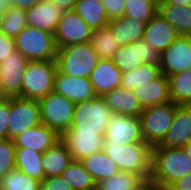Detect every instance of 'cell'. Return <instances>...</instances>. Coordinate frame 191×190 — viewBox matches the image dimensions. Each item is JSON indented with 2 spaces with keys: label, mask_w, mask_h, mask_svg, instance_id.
Wrapping results in <instances>:
<instances>
[{
  "label": "cell",
  "mask_w": 191,
  "mask_h": 190,
  "mask_svg": "<svg viewBox=\"0 0 191 190\" xmlns=\"http://www.w3.org/2000/svg\"><path fill=\"white\" fill-rule=\"evenodd\" d=\"M191 172V158L183 148L152 147L151 176L148 184L155 190L170 187Z\"/></svg>",
  "instance_id": "6da1fadb"
},
{
  "label": "cell",
  "mask_w": 191,
  "mask_h": 190,
  "mask_svg": "<svg viewBox=\"0 0 191 190\" xmlns=\"http://www.w3.org/2000/svg\"><path fill=\"white\" fill-rule=\"evenodd\" d=\"M104 152L122 172L142 176L149 182L151 176L152 147L147 142H135L127 145L114 144L104 137Z\"/></svg>",
  "instance_id": "7a4b0ae2"
},
{
  "label": "cell",
  "mask_w": 191,
  "mask_h": 190,
  "mask_svg": "<svg viewBox=\"0 0 191 190\" xmlns=\"http://www.w3.org/2000/svg\"><path fill=\"white\" fill-rule=\"evenodd\" d=\"M99 60L90 42L57 49V69L65 75L89 78Z\"/></svg>",
  "instance_id": "3957f363"
},
{
  "label": "cell",
  "mask_w": 191,
  "mask_h": 190,
  "mask_svg": "<svg viewBox=\"0 0 191 190\" xmlns=\"http://www.w3.org/2000/svg\"><path fill=\"white\" fill-rule=\"evenodd\" d=\"M114 112L100 96L76 103L71 128L76 133L105 134Z\"/></svg>",
  "instance_id": "277c9868"
},
{
  "label": "cell",
  "mask_w": 191,
  "mask_h": 190,
  "mask_svg": "<svg viewBox=\"0 0 191 190\" xmlns=\"http://www.w3.org/2000/svg\"><path fill=\"white\" fill-rule=\"evenodd\" d=\"M14 39L16 50L29 61H56L54 34L26 26Z\"/></svg>",
  "instance_id": "5b68a950"
},
{
  "label": "cell",
  "mask_w": 191,
  "mask_h": 190,
  "mask_svg": "<svg viewBox=\"0 0 191 190\" xmlns=\"http://www.w3.org/2000/svg\"><path fill=\"white\" fill-rule=\"evenodd\" d=\"M178 104L169 101L144 108L139 115L144 141L151 147L159 145L170 129Z\"/></svg>",
  "instance_id": "8992f818"
},
{
  "label": "cell",
  "mask_w": 191,
  "mask_h": 190,
  "mask_svg": "<svg viewBox=\"0 0 191 190\" xmlns=\"http://www.w3.org/2000/svg\"><path fill=\"white\" fill-rule=\"evenodd\" d=\"M56 61H29L22 80V97L39 100L54 92Z\"/></svg>",
  "instance_id": "52a82bcc"
},
{
  "label": "cell",
  "mask_w": 191,
  "mask_h": 190,
  "mask_svg": "<svg viewBox=\"0 0 191 190\" xmlns=\"http://www.w3.org/2000/svg\"><path fill=\"white\" fill-rule=\"evenodd\" d=\"M41 124L61 135L71 128L76 104L63 95L51 92L38 100Z\"/></svg>",
  "instance_id": "ba28073f"
},
{
  "label": "cell",
  "mask_w": 191,
  "mask_h": 190,
  "mask_svg": "<svg viewBox=\"0 0 191 190\" xmlns=\"http://www.w3.org/2000/svg\"><path fill=\"white\" fill-rule=\"evenodd\" d=\"M8 139L14 140L31 127L41 124L38 100L10 97Z\"/></svg>",
  "instance_id": "9c48e42d"
},
{
  "label": "cell",
  "mask_w": 191,
  "mask_h": 190,
  "mask_svg": "<svg viewBox=\"0 0 191 190\" xmlns=\"http://www.w3.org/2000/svg\"><path fill=\"white\" fill-rule=\"evenodd\" d=\"M111 60L124 73L132 71L144 63L160 65L161 54L141 39L135 43L122 45Z\"/></svg>",
  "instance_id": "30bf717a"
},
{
  "label": "cell",
  "mask_w": 191,
  "mask_h": 190,
  "mask_svg": "<svg viewBox=\"0 0 191 190\" xmlns=\"http://www.w3.org/2000/svg\"><path fill=\"white\" fill-rule=\"evenodd\" d=\"M93 35V30L85 23L74 10L65 11L57 23L54 40L57 49L73 45L88 43Z\"/></svg>",
  "instance_id": "8fae6325"
},
{
  "label": "cell",
  "mask_w": 191,
  "mask_h": 190,
  "mask_svg": "<svg viewBox=\"0 0 191 190\" xmlns=\"http://www.w3.org/2000/svg\"><path fill=\"white\" fill-rule=\"evenodd\" d=\"M28 62L18 50L0 62V90L5 98L22 97V80Z\"/></svg>",
  "instance_id": "7c38bea8"
},
{
  "label": "cell",
  "mask_w": 191,
  "mask_h": 190,
  "mask_svg": "<svg viewBox=\"0 0 191 190\" xmlns=\"http://www.w3.org/2000/svg\"><path fill=\"white\" fill-rule=\"evenodd\" d=\"M161 72L166 76L191 68V36H178L161 54Z\"/></svg>",
  "instance_id": "4fadbf2b"
},
{
  "label": "cell",
  "mask_w": 191,
  "mask_h": 190,
  "mask_svg": "<svg viewBox=\"0 0 191 190\" xmlns=\"http://www.w3.org/2000/svg\"><path fill=\"white\" fill-rule=\"evenodd\" d=\"M104 137H107L116 145L145 142L139 117H129L115 113L107 124Z\"/></svg>",
  "instance_id": "5bb4252c"
},
{
  "label": "cell",
  "mask_w": 191,
  "mask_h": 190,
  "mask_svg": "<svg viewBox=\"0 0 191 190\" xmlns=\"http://www.w3.org/2000/svg\"><path fill=\"white\" fill-rule=\"evenodd\" d=\"M104 135L95 133H76L72 128L60 135L73 160L80 161L89 155L103 150Z\"/></svg>",
  "instance_id": "9a60e30c"
},
{
  "label": "cell",
  "mask_w": 191,
  "mask_h": 190,
  "mask_svg": "<svg viewBox=\"0 0 191 190\" xmlns=\"http://www.w3.org/2000/svg\"><path fill=\"white\" fill-rule=\"evenodd\" d=\"M54 92L72 100L75 104L96 97L89 78L65 75L58 69L54 77Z\"/></svg>",
  "instance_id": "2e32d148"
},
{
  "label": "cell",
  "mask_w": 191,
  "mask_h": 190,
  "mask_svg": "<svg viewBox=\"0 0 191 190\" xmlns=\"http://www.w3.org/2000/svg\"><path fill=\"white\" fill-rule=\"evenodd\" d=\"M64 13L65 11L54 2L41 0L26 10L27 26L54 34L57 23Z\"/></svg>",
  "instance_id": "e0dca14e"
},
{
  "label": "cell",
  "mask_w": 191,
  "mask_h": 190,
  "mask_svg": "<svg viewBox=\"0 0 191 190\" xmlns=\"http://www.w3.org/2000/svg\"><path fill=\"white\" fill-rule=\"evenodd\" d=\"M191 141V105H177L172 125L159 146L183 148Z\"/></svg>",
  "instance_id": "ac0fdd59"
},
{
  "label": "cell",
  "mask_w": 191,
  "mask_h": 190,
  "mask_svg": "<svg viewBox=\"0 0 191 190\" xmlns=\"http://www.w3.org/2000/svg\"><path fill=\"white\" fill-rule=\"evenodd\" d=\"M176 30L158 12L147 22L143 40L162 54L178 37Z\"/></svg>",
  "instance_id": "d6986e66"
},
{
  "label": "cell",
  "mask_w": 191,
  "mask_h": 190,
  "mask_svg": "<svg viewBox=\"0 0 191 190\" xmlns=\"http://www.w3.org/2000/svg\"><path fill=\"white\" fill-rule=\"evenodd\" d=\"M60 135L44 124L29 128L13 141L16 148H29L39 153H43L57 141Z\"/></svg>",
  "instance_id": "ffe728a7"
},
{
  "label": "cell",
  "mask_w": 191,
  "mask_h": 190,
  "mask_svg": "<svg viewBox=\"0 0 191 190\" xmlns=\"http://www.w3.org/2000/svg\"><path fill=\"white\" fill-rule=\"evenodd\" d=\"M122 72L111 59H100L95 69L90 74L89 80L96 96L120 87Z\"/></svg>",
  "instance_id": "44dd1931"
},
{
  "label": "cell",
  "mask_w": 191,
  "mask_h": 190,
  "mask_svg": "<svg viewBox=\"0 0 191 190\" xmlns=\"http://www.w3.org/2000/svg\"><path fill=\"white\" fill-rule=\"evenodd\" d=\"M133 92L143 109L171 101L169 78L163 73L152 82L138 85Z\"/></svg>",
  "instance_id": "7402d4cb"
},
{
  "label": "cell",
  "mask_w": 191,
  "mask_h": 190,
  "mask_svg": "<svg viewBox=\"0 0 191 190\" xmlns=\"http://www.w3.org/2000/svg\"><path fill=\"white\" fill-rule=\"evenodd\" d=\"M106 105L115 113L129 117H139L143 108L133 90L121 87L100 96Z\"/></svg>",
  "instance_id": "603a6c76"
},
{
  "label": "cell",
  "mask_w": 191,
  "mask_h": 190,
  "mask_svg": "<svg viewBox=\"0 0 191 190\" xmlns=\"http://www.w3.org/2000/svg\"><path fill=\"white\" fill-rule=\"evenodd\" d=\"M146 24L147 23L135 18L123 16L111 19L108 26L113 36L117 39V42L122 46L141 40L145 32Z\"/></svg>",
  "instance_id": "cb8c5ba5"
},
{
  "label": "cell",
  "mask_w": 191,
  "mask_h": 190,
  "mask_svg": "<svg viewBox=\"0 0 191 190\" xmlns=\"http://www.w3.org/2000/svg\"><path fill=\"white\" fill-rule=\"evenodd\" d=\"M73 158L65 144L59 140L42 153V166L46 177L60 176Z\"/></svg>",
  "instance_id": "d4e9b609"
},
{
  "label": "cell",
  "mask_w": 191,
  "mask_h": 190,
  "mask_svg": "<svg viewBox=\"0 0 191 190\" xmlns=\"http://www.w3.org/2000/svg\"><path fill=\"white\" fill-rule=\"evenodd\" d=\"M158 13L174 27L179 36H191V6L158 3Z\"/></svg>",
  "instance_id": "484cf974"
},
{
  "label": "cell",
  "mask_w": 191,
  "mask_h": 190,
  "mask_svg": "<svg viewBox=\"0 0 191 190\" xmlns=\"http://www.w3.org/2000/svg\"><path fill=\"white\" fill-rule=\"evenodd\" d=\"M80 163L90 173L96 183L110 178L120 171L118 166L106 155L104 150L95 152L81 159Z\"/></svg>",
  "instance_id": "4316f807"
},
{
  "label": "cell",
  "mask_w": 191,
  "mask_h": 190,
  "mask_svg": "<svg viewBox=\"0 0 191 190\" xmlns=\"http://www.w3.org/2000/svg\"><path fill=\"white\" fill-rule=\"evenodd\" d=\"M73 10L92 30L109 24L110 20L101 0H78Z\"/></svg>",
  "instance_id": "83f0119b"
},
{
  "label": "cell",
  "mask_w": 191,
  "mask_h": 190,
  "mask_svg": "<svg viewBox=\"0 0 191 190\" xmlns=\"http://www.w3.org/2000/svg\"><path fill=\"white\" fill-rule=\"evenodd\" d=\"M15 168L40 182L45 179V172L42 166V153L32 149H15Z\"/></svg>",
  "instance_id": "f1b7e54d"
},
{
  "label": "cell",
  "mask_w": 191,
  "mask_h": 190,
  "mask_svg": "<svg viewBox=\"0 0 191 190\" xmlns=\"http://www.w3.org/2000/svg\"><path fill=\"white\" fill-rule=\"evenodd\" d=\"M147 184L142 176L119 171L97 183L96 190H142Z\"/></svg>",
  "instance_id": "f546056e"
},
{
  "label": "cell",
  "mask_w": 191,
  "mask_h": 190,
  "mask_svg": "<svg viewBox=\"0 0 191 190\" xmlns=\"http://www.w3.org/2000/svg\"><path fill=\"white\" fill-rule=\"evenodd\" d=\"M162 74L160 65L142 64L132 71L122 73L120 87L134 90L138 85L147 84Z\"/></svg>",
  "instance_id": "4dcf8cb0"
},
{
  "label": "cell",
  "mask_w": 191,
  "mask_h": 190,
  "mask_svg": "<svg viewBox=\"0 0 191 190\" xmlns=\"http://www.w3.org/2000/svg\"><path fill=\"white\" fill-rule=\"evenodd\" d=\"M60 177L73 190H96L97 183L78 160H73Z\"/></svg>",
  "instance_id": "1f68e13d"
},
{
  "label": "cell",
  "mask_w": 191,
  "mask_h": 190,
  "mask_svg": "<svg viewBox=\"0 0 191 190\" xmlns=\"http://www.w3.org/2000/svg\"><path fill=\"white\" fill-rule=\"evenodd\" d=\"M168 78L171 101L178 105H191V68Z\"/></svg>",
  "instance_id": "d6a6232c"
},
{
  "label": "cell",
  "mask_w": 191,
  "mask_h": 190,
  "mask_svg": "<svg viewBox=\"0 0 191 190\" xmlns=\"http://www.w3.org/2000/svg\"><path fill=\"white\" fill-rule=\"evenodd\" d=\"M90 44L100 59H111L121 47L108 25L93 30Z\"/></svg>",
  "instance_id": "836d02e7"
},
{
  "label": "cell",
  "mask_w": 191,
  "mask_h": 190,
  "mask_svg": "<svg viewBox=\"0 0 191 190\" xmlns=\"http://www.w3.org/2000/svg\"><path fill=\"white\" fill-rule=\"evenodd\" d=\"M41 182L18 169L9 171L0 179V190H40Z\"/></svg>",
  "instance_id": "e575fe53"
},
{
  "label": "cell",
  "mask_w": 191,
  "mask_h": 190,
  "mask_svg": "<svg viewBox=\"0 0 191 190\" xmlns=\"http://www.w3.org/2000/svg\"><path fill=\"white\" fill-rule=\"evenodd\" d=\"M26 26V10L11 6L0 22V31L8 37L15 38Z\"/></svg>",
  "instance_id": "d590c367"
},
{
  "label": "cell",
  "mask_w": 191,
  "mask_h": 190,
  "mask_svg": "<svg viewBox=\"0 0 191 190\" xmlns=\"http://www.w3.org/2000/svg\"><path fill=\"white\" fill-rule=\"evenodd\" d=\"M157 12L156 0H125L124 16L147 23Z\"/></svg>",
  "instance_id": "8d00e7d4"
},
{
  "label": "cell",
  "mask_w": 191,
  "mask_h": 190,
  "mask_svg": "<svg viewBox=\"0 0 191 190\" xmlns=\"http://www.w3.org/2000/svg\"><path fill=\"white\" fill-rule=\"evenodd\" d=\"M15 149L13 140H0V179L15 169Z\"/></svg>",
  "instance_id": "74e56055"
},
{
  "label": "cell",
  "mask_w": 191,
  "mask_h": 190,
  "mask_svg": "<svg viewBox=\"0 0 191 190\" xmlns=\"http://www.w3.org/2000/svg\"><path fill=\"white\" fill-rule=\"evenodd\" d=\"M107 12L108 19L123 17L125 14V0H101Z\"/></svg>",
  "instance_id": "f35d334b"
},
{
  "label": "cell",
  "mask_w": 191,
  "mask_h": 190,
  "mask_svg": "<svg viewBox=\"0 0 191 190\" xmlns=\"http://www.w3.org/2000/svg\"><path fill=\"white\" fill-rule=\"evenodd\" d=\"M10 116V97L0 103V140L8 138V122Z\"/></svg>",
  "instance_id": "ab89813d"
},
{
  "label": "cell",
  "mask_w": 191,
  "mask_h": 190,
  "mask_svg": "<svg viewBox=\"0 0 191 190\" xmlns=\"http://www.w3.org/2000/svg\"><path fill=\"white\" fill-rule=\"evenodd\" d=\"M40 190H73L60 176L46 177L41 182Z\"/></svg>",
  "instance_id": "60d3db41"
},
{
  "label": "cell",
  "mask_w": 191,
  "mask_h": 190,
  "mask_svg": "<svg viewBox=\"0 0 191 190\" xmlns=\"http://www.w3.org/2000/svg\"><path fill=\"white\" fill-rule=\"evenodd\" d=\"M16 51L15 39L6 36L0 31V62Z\"/></svg>",
  "instance_id": "b9f144b4"
},
{
  "label": "cell",
  "mask_w": 191,
  "mask_h": 190,
  "mask_svg": "<svg viewBox=\"0 0 191 190\" xmlns=\"http://www.w3.org/2000/svg\"><path fill=\"white\" fill-rule=\"evenodd\" d=\"M171 187L174 190H191V172L174 182Z\"/></svg>",
  "instance_id": "7bdbcfd3"
},
{
  "label": "cell",
  "mask_w": 191,
  "mask_h": 190,
  "mask_svg": "<svg viewBox=\"0 0 191 190\" xmlns=\"http://www.w3.org/2000/svg\"><path fill=\"white\" fill-rule=\"evenodd\" d=\"M39 1L41 0H13V6L23 10H28L29 8L36 5Z\"/></svg>",
  "instance_id": "ee69618b"
},
{
  "label": "cell",
  "mask_w": 191,
  "mask_h": 190,
  "mask_svg": "<svg viewBox=\"0 0 191 190\" xmlns=\"http://www.w3.org/2000/svg\"><path fill=\"white\" fill-rule=\"evenodd\" d=\"M57 4L64 11H71L74 9L78 0H49Z\"/></svg>",
  "instance_id": "f6af8a7d"
},
{
  "label": "cell",
  "mask_w": 191,
  "mask_h": 190,
  "mask_svg": "<svg viewBox=\"0 0 191 190\" xmlns=\"http://www.w3.org/2000/svg\"><path fill=\"white\" fill-rule=\"evenodd\" d=\"M13 6V0H0V22L9 7Z\"/></svg>",
  "instance_id": "bcb514c9"
},
{
  "label": "cell",
  "mask_w": 191,
  "mask_h": 190,
  "mask_svg": "<svg viewBox=\"0 0 191 190\" xmlns=\"http://www.w3.org/2000/svg\"><path fill=\"white\" fill-rule=\"evenodd\" d=\"M158 3H171L179 6H191V0H161Z\"/></svg>",
  "instance_id": "7dc6e473"
},
{
  "label": "cell",
  "mask_w": 191,
  "mask_h": 190,
  "mask_svg": "<svg viewBox=\"0 0 191 190\" xmlns=\"http://www.w3.org/2000/svg\"><path fill=\"white\" fill-rule=\"evenodd\" d=\"M183 149L186 151L187 155L191 158V141L183 147Z\"/></svg>",
  "instance_id": "c3c4849f"
},
{
  "label": "cell",
  "mask_w": 191,
  "mask_h": 190,
  "mask_svg": "<svg viewBox=\"0 0 191 190\" xmlns=\"http://www.w3.org/2000/svg\"><path fill=\"white\" fill-rule=\"evenodd\" d=\"M142 190H155L149 184H147Z\"/></svg>",
  "instance_id": "681fc988"
},
{
  "label": "cell",
  "mask_w": 191,
  "mask_h": 190,
  "mask_svg": "<svg viewBox=\"0 0 191 190\" xmlns=\"http://www.w3.org/2000/svg\"><path fill=\"white\" fill-rule=\"evenodd\" d=\"M5 99V97L3 96L1 90H0V103Z\"/></svg>",
  "instance_id": "f907efd6"
},
{
  "label": "cell",
  "mask_w": 191,
  "mask_h": 190,
  "mask_svg": "<svg viewBox=\"0 0 191 190\" xmlns=\"http://www.w3.org/2000/svg\"><path fill=\"white\" fill-rule=\"evenodd\" d=\"M162 190H174V189L170 186V187L164 188Z\"/></svg>",
  "instance_id": "816d5d0a"
}]
</instances>
